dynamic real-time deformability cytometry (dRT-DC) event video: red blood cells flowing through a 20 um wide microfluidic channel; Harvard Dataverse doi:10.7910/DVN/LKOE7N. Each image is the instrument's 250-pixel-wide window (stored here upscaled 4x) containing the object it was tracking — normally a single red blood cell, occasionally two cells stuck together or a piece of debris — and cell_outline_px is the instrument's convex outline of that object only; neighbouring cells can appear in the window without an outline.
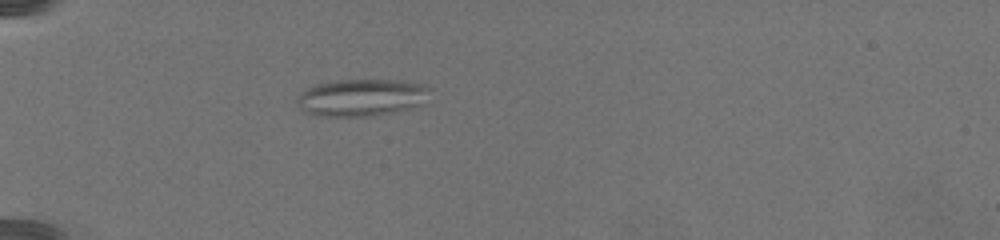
{"species": "common noctule bat (a hibernating species)", "species_latin": "Nyctalus noctula", "temperature_condition": "warm", "stored_images_in_passage": 54, "camera_frame_rate_fps": 3000, "um_per_image_px": 0.085, "animal": {"sex": "female", "body_mass_g": 19.5, "forearm_length_mm": 54.1}, "frame": {"image": 1, "passage_image": 2, "time_ms": 0.333, "image_size_px": [1000, 240], "cell_outline_px": [[432, 88], [420, 104], [396, 112], [372, 116], [320, 116], [304, 112], [296, 104], [296, 100], [300, 92], [316, 84], [340, 80], [404, 80], [424, 84]], "centroid_in_image_um": [30.71, 8.29], "position_along_channel_um": 54.3, "area_um2": 28.84}}
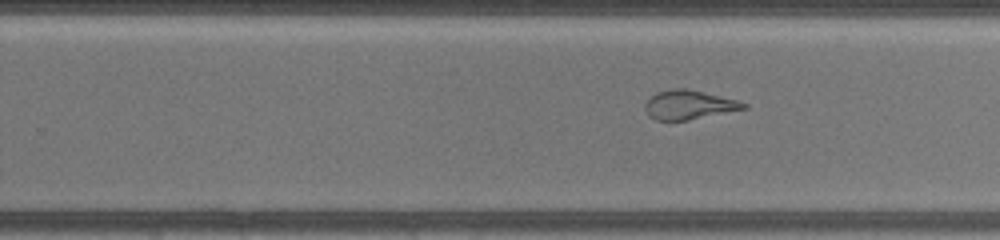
{"frame": {"image": 2, "passage_image": 28, "time_ms": 9.0, "image_size_px": [1000, 240], "cell_outline_px": [[748, 108], [688, 120], [656, 120], [648, 116], [644, 108], [644, 104], [656, 92], [672, 88], [688, 88], [736, 100], [748, 104]], "centroid_in_image_um": [58.53, 8.9], "position_along_channel_um": 271.3, "area_um2": 16.7}}
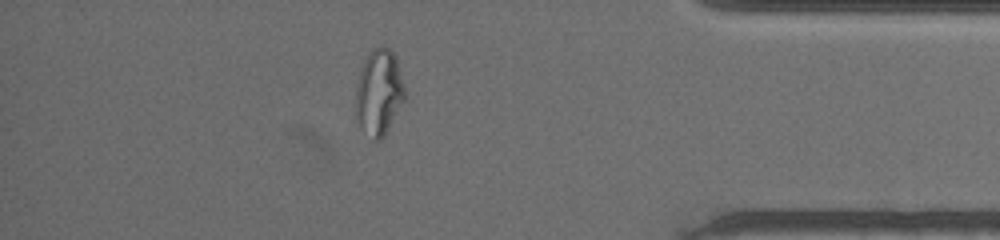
{"frame": {"image": 3, "passage_image": 45, "time_ms": 14.667, "image_size_px": [1000, 240], "cell_outline_px": [[404, 100], [384, 136], [380, 140], [372, 140], [360, 124], [356, 116], [356, 88], [360, 68], [368, 52], [372, 48], [380, 44], [388, 48], [396, 56], [404, 84]], "centroid_in_image_um": [32.2, 7.79], "position_along_channel_um": 403.0, "area_um2": 24.51}}